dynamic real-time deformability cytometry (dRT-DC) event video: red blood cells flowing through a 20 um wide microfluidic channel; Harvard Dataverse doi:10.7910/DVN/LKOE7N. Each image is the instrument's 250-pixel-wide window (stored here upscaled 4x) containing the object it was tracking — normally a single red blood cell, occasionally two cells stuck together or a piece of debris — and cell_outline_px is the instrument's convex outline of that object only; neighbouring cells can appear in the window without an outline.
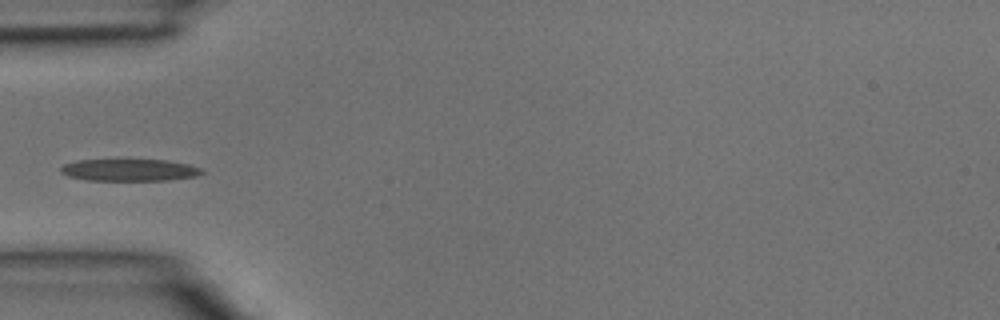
{"species": "common noctule bat (a hibernating species)", "species_latin": "Nyctalus noctula", "temperature_condition": "room temperature", "stored_images_in_passage": 3, "camera_frame_rate_fps": 3000, "um_per_image_px": 0.085, "animal": {"sex": "male", "body_mass_g": 15.6}, "frame": {"image": 1, "passage_image": 3, "time_ms": 0.667, "image_size_px": [1000, 320], "cell_outline_px": [[204, 172], [196, 176], [168, 180], [88, 180], [68, 176], [60, 172], [60, 168], [64, 164], [76, 160], [168, 160], [188, 164], [200, 168]], "centroid_in_image_um": [10.99, 14.45], "position_along_channel_um": 74.0, "area_um2": 17.98}}